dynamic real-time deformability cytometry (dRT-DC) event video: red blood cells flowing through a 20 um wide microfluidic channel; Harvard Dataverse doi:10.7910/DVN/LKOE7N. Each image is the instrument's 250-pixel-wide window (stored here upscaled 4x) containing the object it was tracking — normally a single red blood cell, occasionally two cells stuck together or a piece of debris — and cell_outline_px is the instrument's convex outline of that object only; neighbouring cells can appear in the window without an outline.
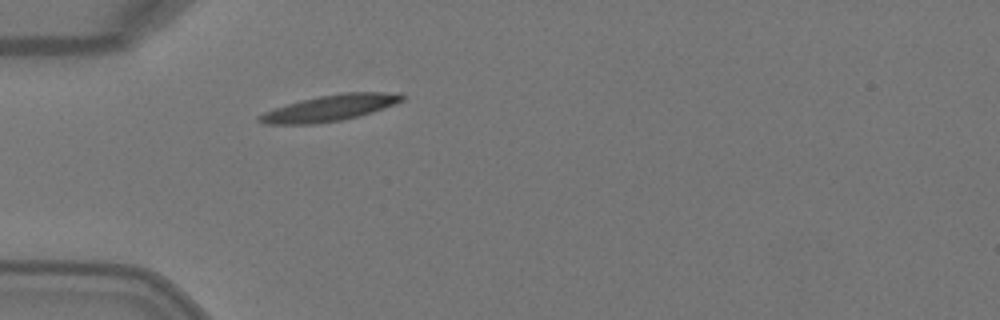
{"species": "Egyptian fruit bat (a non-hibernating species)", "species_latin": "Rousettus aegyptiacus", "temperature_condition": "warm", "stored_images_in_passage": 1, "camera_frame_rate_fps": 3000, "um_per_image_px": 0.085, "animal": {"sex": "female"}, "frame": {"image": 1, "passage_image": 1, "time_ms": 0.0, "image_size_px": [1000, 320], "cell_outline_px": [[408, 96], [404, 100], [396, 104], [360, 116], [340, 120], [312, 124], [264, 124], [256, 120], [256, 116], [264, 112], [300, 100], [320, 96], [344, 92], [400, 92]], "centroid_in_image_um": [28.1, 9.17], "position_along_channel_um": 56.9, "area_um2": 21.85}}